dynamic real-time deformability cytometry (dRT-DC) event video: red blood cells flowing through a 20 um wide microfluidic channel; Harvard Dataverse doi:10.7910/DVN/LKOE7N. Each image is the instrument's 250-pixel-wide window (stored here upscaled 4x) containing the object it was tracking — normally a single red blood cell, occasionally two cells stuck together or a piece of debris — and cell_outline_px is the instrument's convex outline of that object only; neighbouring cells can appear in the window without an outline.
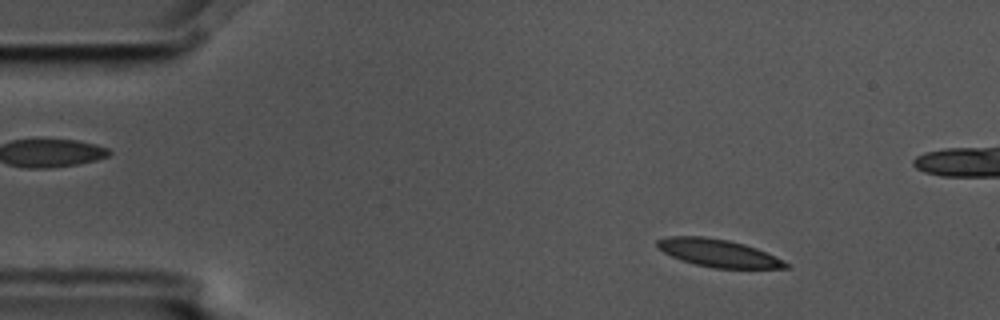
{"species": "common noctule bat (a hibernating species)", "species_latin": "Nyctalus noctula", "temperature_condition": "cold", "stored_images_in_passage": 5, "camera_frame_rate_fps": 3000, "um_per_image_px": 0.085, "animal": {"sex": "male", "body_mass_g": 17.5, "forearm_length_mm": 52.3}, "frame": {"image": 1, "passage_image": 2, "time_ms": 0.333, "image_size_px": [1000, 320], "cell_outline_px": [[788, 268], [712, 268], [680, 260], [656, 248], [656, 240], [668, 236], [704, 236], [728, 240], [744, 244], [756, 248], [784, 260], [788, 264]], "centroid_in_image_um": [61.01, 21.5], "position_along_channel_um": 24.0, "area_um2": 20.69}}